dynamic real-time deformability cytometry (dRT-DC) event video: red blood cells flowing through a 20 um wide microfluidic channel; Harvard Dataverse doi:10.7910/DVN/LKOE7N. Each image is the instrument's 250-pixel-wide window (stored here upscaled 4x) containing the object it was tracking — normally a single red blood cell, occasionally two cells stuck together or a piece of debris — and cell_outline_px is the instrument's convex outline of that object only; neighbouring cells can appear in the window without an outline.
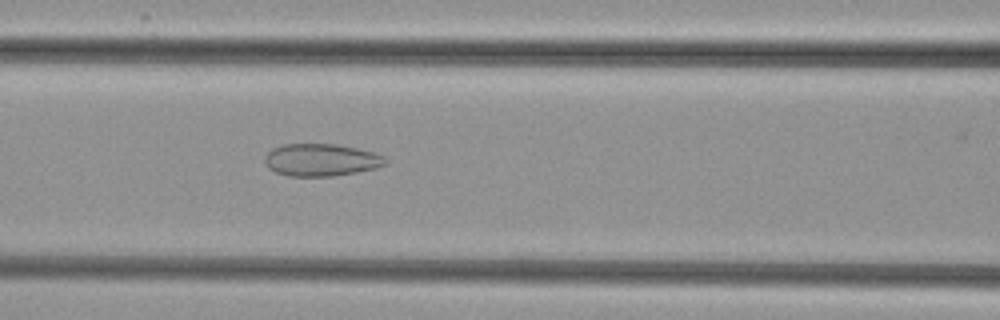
{"species": "common noctule bat (a hibernating species)", "species_latin": "Nyctalus noctula", "temperature_condition": "cold", "stored_images_in_passage": 30, "camera_frame_rate_fps": 3000, "um_per_image_px": 0.085, "animal": {"sex": "female", "body_mass_g": 29.2, "forearm_length_mm": 56.3}, "frame": {"image": 1, "passage_image": 10, "time_ms": 3.0, "image_size_px": [1000, 320], "cell_outline_px": [[388, 164], [376, 168], [356, 172], [332, 176], [288, 176], [276, 172], [268, 168], [264, 160], [264, 156], [272, 148], [284, 144], [336, 144], [356, 148], [372, 152], [384, 156], [388, 160]], "centroid_in_image_um": [27.29, 13.59], "position_along_channel_um": 139.3, "area_um2": 22.83}}
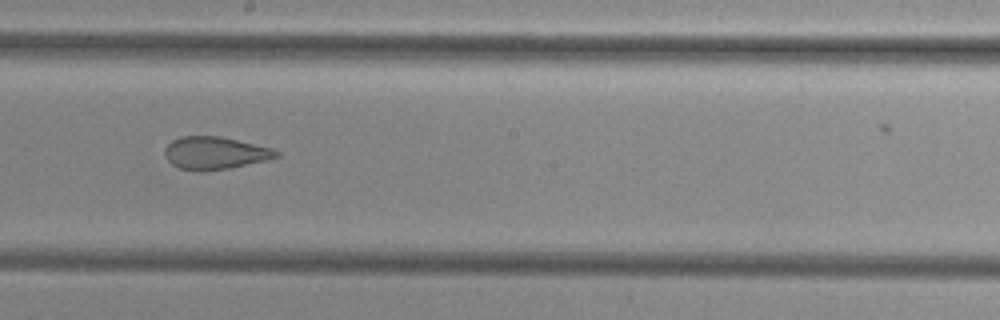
{"frame": {"image": 2, "passage_image": 17, "time_ms": 5.333, "image_size_px": [1000, 320], "cell_outline_px": [[280, 156], [264, 160], [228, 168], [204, 172], [200, 172], [180, 168], [172, 164], [164, 156], [164, 148], [172, 140], [180, 136], [220, 136], [272, 148], [280, 152]], "centroid_in_image_um": [18.23, 13.0], "position_along_channel_um": 230.0, "area_um2": 21.15}}
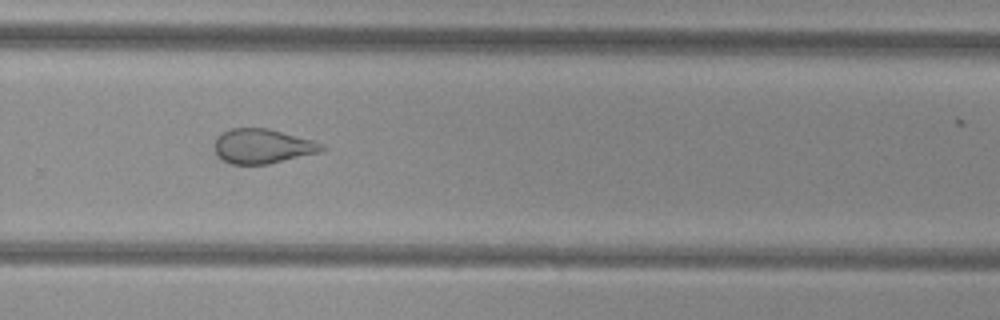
{"frame": {"image": 3, "passage_image": 23, "time_ms": 7.333, "image_size_px": [1000, 320], "cell_outline_px": [[328, 148], [320, 152], [268, 164], [228, 164], [212, 148], [216, 136], [232, 128], [268, 128], [312, 140], [324, 144]], "centroid_in_image_um": [22.31, 12.43], "position_along_channel_um": 307.5, "area_um2": 21.68}}